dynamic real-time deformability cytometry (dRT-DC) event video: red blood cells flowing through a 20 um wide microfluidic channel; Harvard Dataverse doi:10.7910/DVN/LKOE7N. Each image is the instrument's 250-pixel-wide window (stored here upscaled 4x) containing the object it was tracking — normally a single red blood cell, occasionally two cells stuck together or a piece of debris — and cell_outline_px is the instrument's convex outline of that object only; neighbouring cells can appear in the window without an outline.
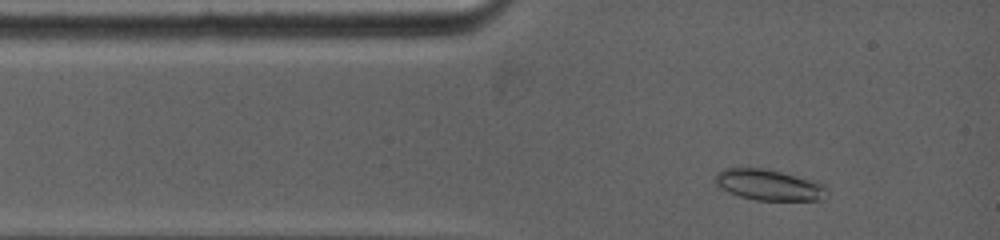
{"species": "common noctule bat (a hibernating species)", "species_latin": "Nyctalus noctula", "temperature_condition": "warm", "stored_images_in_passage": 11, "camera_frame_rate_fps": 5000, "um_per_image_px": 0.085, "animal": {"sex": "female", "body_mass_g": 19.0, "forearm_length_mm": 53.3}, "frame": {"image": 1, "passage_image": 1, "time_ms": 0.0, "image_size_px": [1000, 240], "cell_outline_px": [[828, 188], [824, 200], [756, 200], [740, 196], [728, 192], [720, 188], [712, 180], [716, 172], [724, 168], [764, 168], [820, 180]], "centroid_in_image_um": [65.39, 15.7], "position_along_channel_um": 19.6, "area_um2": 20.69}}
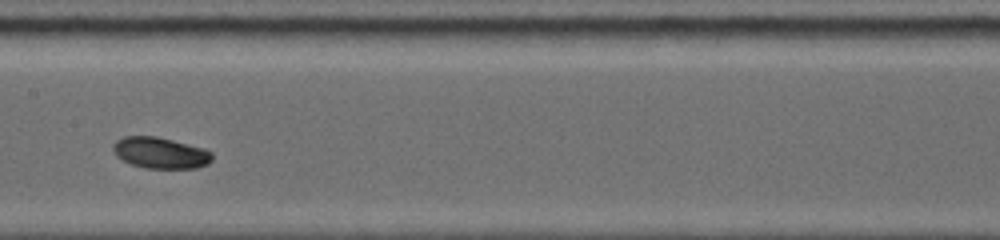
{"frame": {"image": 2, "passage_image": 6, "time_ms": 5.0, "image_size_px": [1000, 240], "cell_outline_px": [[212, 160], [208, 164], [196, 168], [144, 168], [132, 164], [116, 156], [112, 148], [112, 144], [116, 140], [124, 136], [156, 136], [204, 148], [212, 152]], "centroid_in_image_um": [13.63, 12.99], "position_along_channel_um": 193.8, "area_um2": 18.03}}
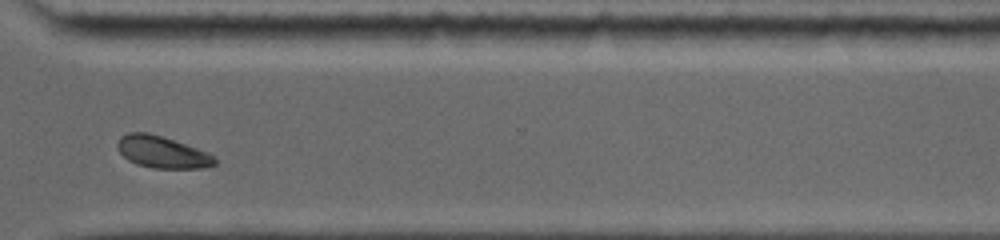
{"frame": {"image": 3, "passage_image": 10, "time_ms": 9.2, "image_size_px": [1000, 240], "cell_outline_px": [[216, 164], [204, 168], [152, 168], [136, 164], [128, 160], [120, 152], [116, 144], [120, 136], [128, 132], [148, 132], [208, 152], [216, 160]], "centroid_in_image_um": [13.75, 12.93], "position_along_channel_um": 356.9, "area_um2": 17.92}, "authors_computed_cell_mechanics": {"area_um2": 18.0336, "velocity_mm_per_s": 3.8749, "shape_relaxation_time_tau1_ms": 2.3688, "shape_relaxation_time_tau2_ms": null, "deformation_change_tau1": 0.0589, "deformation_change_tau2": null}}